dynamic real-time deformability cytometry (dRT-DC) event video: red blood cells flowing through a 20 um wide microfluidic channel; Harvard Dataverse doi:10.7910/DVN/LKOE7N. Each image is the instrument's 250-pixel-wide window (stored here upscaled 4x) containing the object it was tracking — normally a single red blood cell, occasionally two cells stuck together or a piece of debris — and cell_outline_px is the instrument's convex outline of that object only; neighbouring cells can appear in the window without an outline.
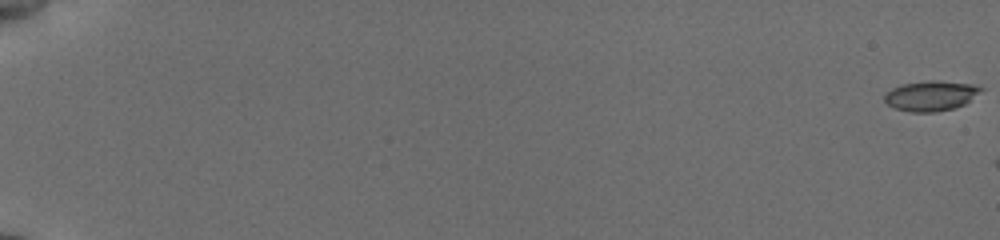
{"species": "common noctule bat (a hibernating species)", "species_latin": "Nyctalus noctula", "temperature_condition": "cold", "stored_images_in_passage": 7, "camera_frame_rate_fps": 3000, "um_per_image_px": 0.085, "animal": {"sex": "female", "body_mass_g": 19.5, "forearm_length_mm": 54.1}, "frame": {"image": 1, "passage_image": 1, "time_ms": 0.0, "image_size_px": [1000, 240], "cell_outline_px": [[984, 88], [980, 92], [964, 104], [952, 108], [936, 112], [912, 112], [896, 108], [888, 104], [884, 100], [884, 92], [900, 84], [928, 80], [940, 80], [972, 84]], "centroid_in_image_um": [79.09, 8.12], "position_along_channel_um": 5.9, "area_um2": 16.94}}